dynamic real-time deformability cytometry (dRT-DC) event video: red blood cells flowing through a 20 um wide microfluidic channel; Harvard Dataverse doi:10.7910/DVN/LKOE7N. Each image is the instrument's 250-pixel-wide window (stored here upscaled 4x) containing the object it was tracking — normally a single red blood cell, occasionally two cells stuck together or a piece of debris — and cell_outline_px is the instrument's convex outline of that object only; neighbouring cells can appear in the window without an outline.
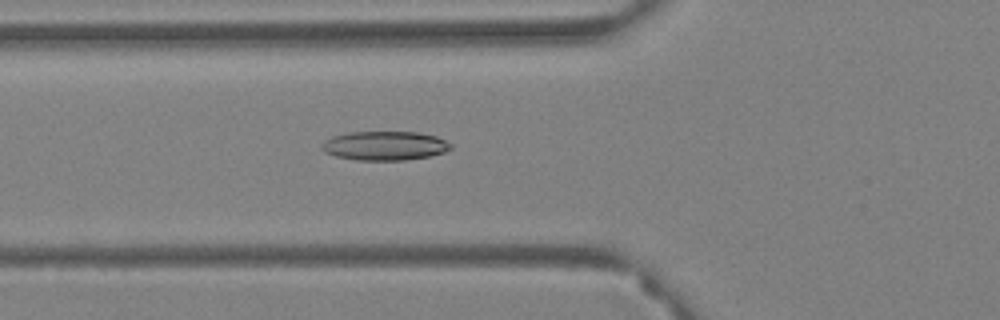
{"species": "Egyptian fruit bat (a non-hibernating species)", "species_latin": "Rousettus aegyptiacus", "temperature_condition": "warm", "stored_images_in_passage": 62, "camera_frame_rate_fps": 3000, "um_per_image_px": 0.085, "animal": {"sex": "female"}, "frame": {"image": 1, "passage_image": 24, "time_ms": 7.667, "image_size_px": [1000, 320], "cell_outline_px": [[452, 148], [444, 152], [428, 156], [404, 160], [356, 160], [336, 156], [324, 152], [320, 148], [320, 144], [324, 140], [332, 136], [348, 132], [420, 132], [436, 136], [452, 144]], "centroid_in_image_um": [32.66, 12.38], "position_along_channel_um": 93.1, "area_um2": 21.96}}
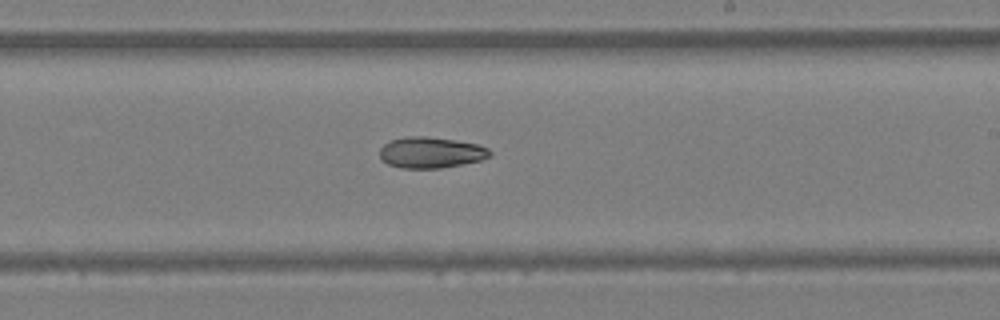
{"frame": {"image": 2, "passage_image": 38, "time_ms": 12.333, "image_size_px": [1000, 320], "cell_outline_px": [[492, 152], [488, 156], [480, 160], [440, 168], [400, 168], [388, 164], [380, 160], [380, 148], [388, 140], [408, 136], [424, 136], [456, 140], [476, 144], [488, 148]], "centroid_in_image_um": [36.56, 12.96], "position_along_channel_um": 252.4, "area_um2": 19.88}}
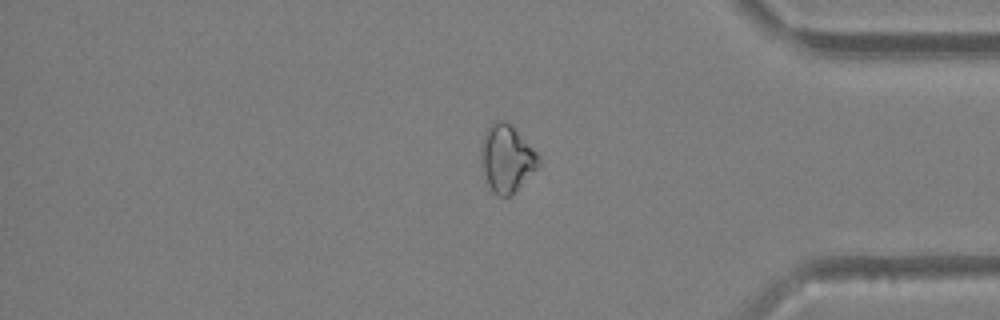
{"frame": {"image": 3, "passage_image": 52, "time_ms": 17.0, "image_size_px": [1000, 320], "cell_outline_px": [[540, 164], [512, 196], [500, 196], [492, 192], [488, 184], [480, 164], [480, 144], [484, 132], [488, 124], [492, 120], [508, 120], [540, 156]], "centroid_in_image_um": [43.04, 13.43], "position_along_channel_um": 392.2, "area_um2": 23.12}}